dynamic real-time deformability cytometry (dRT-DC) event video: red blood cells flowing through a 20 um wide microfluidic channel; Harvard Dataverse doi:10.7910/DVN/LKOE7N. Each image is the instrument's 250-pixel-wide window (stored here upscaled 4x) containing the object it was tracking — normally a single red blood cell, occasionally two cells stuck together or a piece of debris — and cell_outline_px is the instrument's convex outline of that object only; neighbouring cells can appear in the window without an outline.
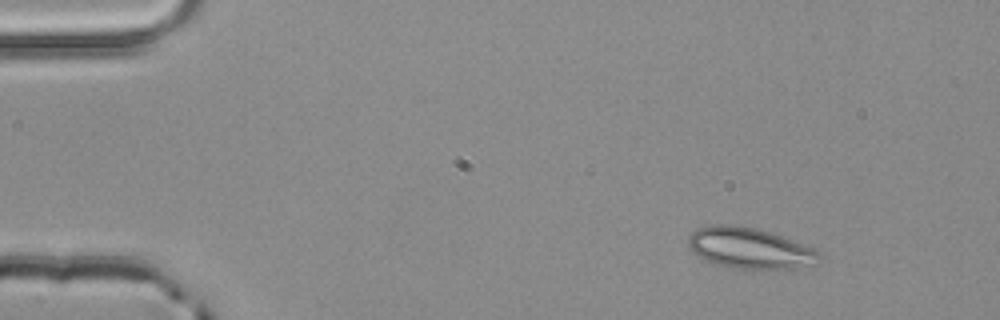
{"species": "common noctule bat (a hibernating species)", "species_latin": "Nyctalus noctula", "temperature_condition": "room temperature", "stored_images_in_passage": 3, "camera_frame_rate_fps": 3000, "um_per_image_px": 0.085, "animal": {"sex": "male", "body_mass_g": 20.4}, "frame": {"image": 1, "passage_image": 1, "time_ms": 0.0, "image_size_px": [1000, 320], "cell_outline_px": [[824, 256], [816, 264], [796, 268], [732, 268], [704, 260], [692, 252], [688, 248], [688, 236], [692, 232], [700, 228], [712, 224], [732, 224], [756, 228], [772, 232], [812, 248], [820, 252]], "centroid_in_image_um": [63.72, 21.08], "position_along_channel_um": 21.3, "area_um2": 31.27}}